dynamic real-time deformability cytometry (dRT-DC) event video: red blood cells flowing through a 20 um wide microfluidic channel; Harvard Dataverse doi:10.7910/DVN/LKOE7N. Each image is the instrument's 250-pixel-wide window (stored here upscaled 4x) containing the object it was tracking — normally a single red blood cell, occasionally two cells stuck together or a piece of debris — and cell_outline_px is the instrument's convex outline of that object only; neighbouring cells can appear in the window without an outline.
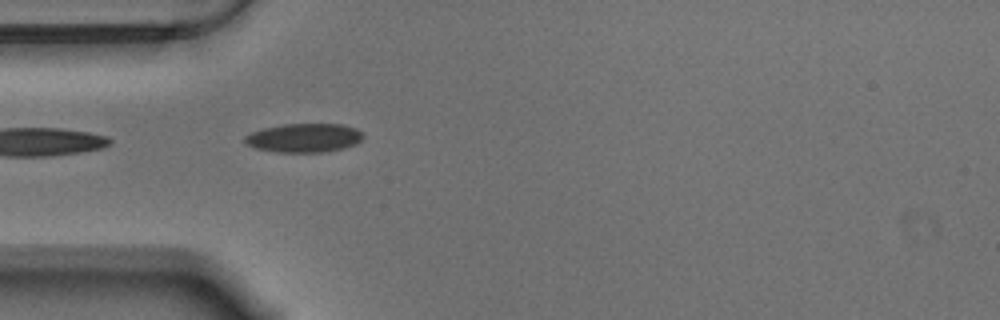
{"species": "Egyptian fruit bat (a non-hibernating species)", "species_latin": "Rousettus aegyptiacus", "temperature_condition": "warm", "stored_images_in_passage": 14, "camera_frame_rate_fps": 3000, "um_per_image_px": 0.085, "animal": {"sex": "male"}, "frame": {"image": 1, "passage_image": 1, "time_ms": 0.0, "image_size_px": [1000, 320], "cell_outline_px": [[364, 136], [356, 144], [344, 148], [324, 152], [276, 152], [256, 148], [244, 144], [244, 136], [252, 132], [264, 128], [284, 124], [340, 124], [356, 128], [364, 132]], "centroid_in_image_um": [25.85, 11.72], "position_along_channel_um": 59.1, "area_um2": 20.0}}
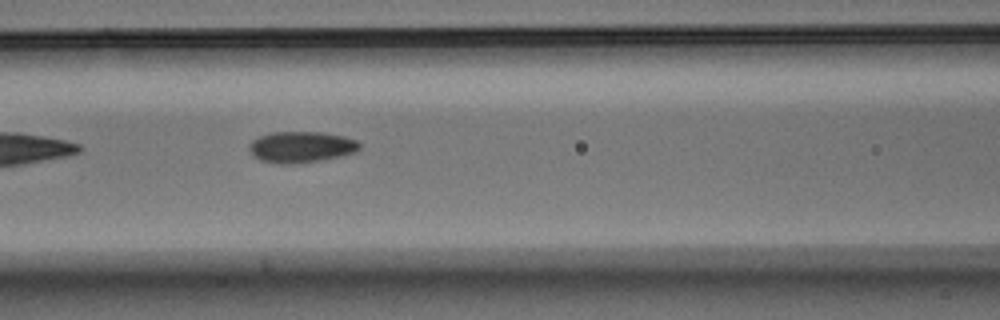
{"frame": {"image": 2, "passage_image": 8, "time_ms": 2.333, "image_size_px": [1000, 320], "cell_outline_px": [[360, 148], [356, 152], [340, 156], [320, 160], [292, 164], [276, 164], [260, 160], [252, 156], [248, 148], [248, 144], [252, 140], [260, 136], [272, 132], [320, 132], [344, 136], [356, 140], [360, 144]], "centroid_in_image_um": [25.56, 12.5], "position_along_channel_um": 141.0, "area_um2": 20.17}}
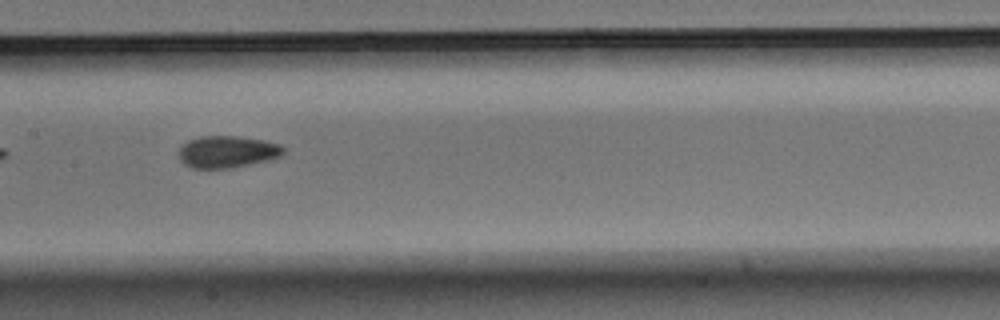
{"frame": {"image": 3, "passage_image": 12, "time_ms": 3.667, "image_size_px": [1000, 320], "cell_outline_px": [[284, 152], [280, 156], [268, 160], [232, 168], [192, 168], [184, 164], [176, 156], [180, 148], [188, 140], [200, 136], [236, 136], [264, 140], [280, 144], [284, 148]], "centroid_in_image_um": [19.29, 12.9], "position_along_channel_um": 188.1, "area_um2": 19.59}}